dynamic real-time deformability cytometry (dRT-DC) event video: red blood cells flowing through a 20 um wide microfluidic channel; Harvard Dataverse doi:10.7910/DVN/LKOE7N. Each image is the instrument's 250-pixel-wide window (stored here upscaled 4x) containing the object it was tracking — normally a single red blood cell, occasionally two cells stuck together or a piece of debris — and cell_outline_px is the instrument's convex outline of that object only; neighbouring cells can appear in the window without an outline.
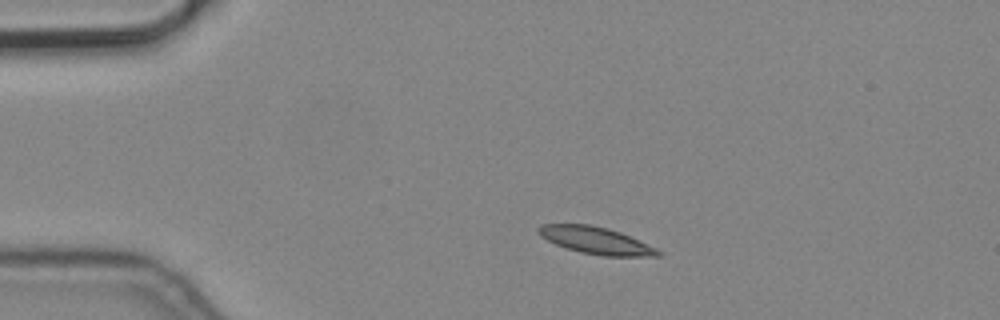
{"species": "common noctule bat (a hibernating species)", "species_latin": "Nyctalus noctula", "temperature_condition": "cold", "stored_images_in_passage": 3, "camera_frame_rate_fps": 3000, "um_per_image_px": 0.085, "animal": {"sex": "male", "body_mass_g": 19.2, "forearm_length_mm": 51.8}, "frame": {"image": 1, "passage_image": 1, "time_ms": 0.0, "image_size_px": [1000, 320], "cell_outline_px": [[664, 256], [604, 256], [580, 252], [556, 244], [540, 236], [536, 232], [536, 228], [540, 224], [588, 224], [608, 228], [620, 232], [656, 248], [664, 252]], "centroid_in_image_um": [50.65, 20.44], "position_along_channel_um": 34.3, "area_um2": 18.84}}